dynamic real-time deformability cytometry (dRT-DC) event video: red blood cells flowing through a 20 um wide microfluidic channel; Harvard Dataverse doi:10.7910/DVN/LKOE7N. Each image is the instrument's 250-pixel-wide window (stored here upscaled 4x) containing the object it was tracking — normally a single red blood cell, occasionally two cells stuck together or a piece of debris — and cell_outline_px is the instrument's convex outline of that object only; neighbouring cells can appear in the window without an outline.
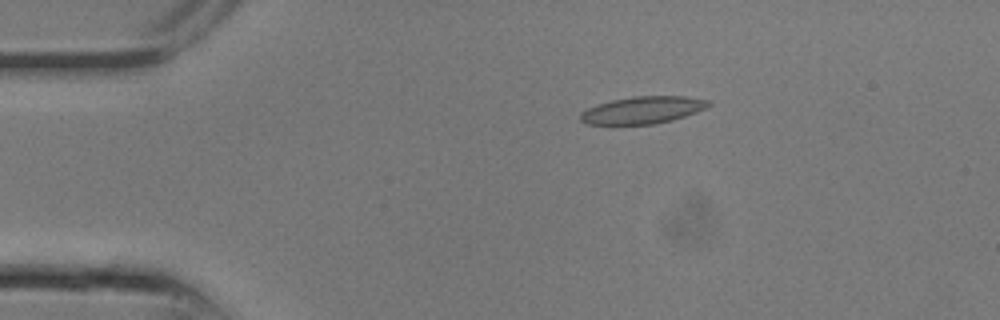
{"species": "common noctule bat (a hibernating species)", "species_latin": "Nyctalus noctula", "temperature_condition": "room temperature", "stored_images_in_passage": 23, "camera_frame_rate_fps": 3000, "um_per_image_px": 0.085, "animal": {"sex": "male", "body_mass_g": 13.3}, "frame": {"image": 1, "passage_image": 3, "time_ms": 0.667, "image_size_px": [1000, 320], "cell_outline_px": [[712, 104], [696, 112], [672, 120], [652, 124], [584, 124], [580, 120], [580, 112], [596, 104], [612, 100], [632, 96], [688, 96], [708, 100]], "centroid_in_image_um": [54.6, 9.35], "position_along_channel_um": 30.4, "area_um2": 20.29}}
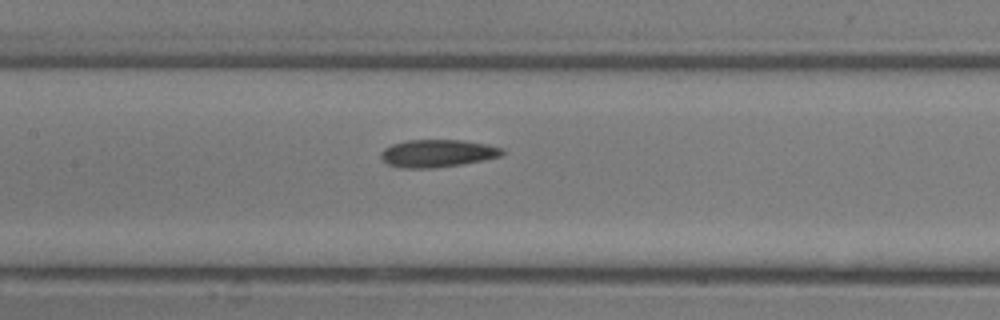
{"frame": {"image": 2, "passage_image": 10, "time_ms": 3.0, "image_size_px": [1000, 320], "cell_outline_px": [[504, 152], [500, 156], [460, 164], [432, 168], [400, 168], [388, 164], [380, 156], [380, 152], [384, 148], [392, 144], [408, 140], [464, 140], [504, 148]], "centroid_in_image_um": [37.14, 13.03], "position_along_channel_um": 170.3, "area_um2": 19.31}}
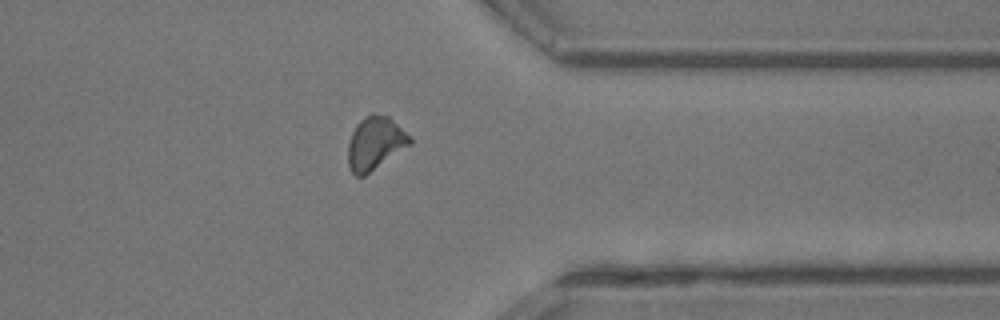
{"frame": {"image": 3, "passage_image": 18, "time_ms": 5.667, "image_size_px": [1000, 320], "cell_outline_px": [[412, 144], [364, 176], [356, 176], [348, 168], [348, 144], [352, 132], [356, 124], [364, 116], [372, 112], [388, 116], [412, 136]], "centroid_in_image_um": [31.9, 12.16], "position_along_channel_um": 379.5, "area_um2": 19.36}}